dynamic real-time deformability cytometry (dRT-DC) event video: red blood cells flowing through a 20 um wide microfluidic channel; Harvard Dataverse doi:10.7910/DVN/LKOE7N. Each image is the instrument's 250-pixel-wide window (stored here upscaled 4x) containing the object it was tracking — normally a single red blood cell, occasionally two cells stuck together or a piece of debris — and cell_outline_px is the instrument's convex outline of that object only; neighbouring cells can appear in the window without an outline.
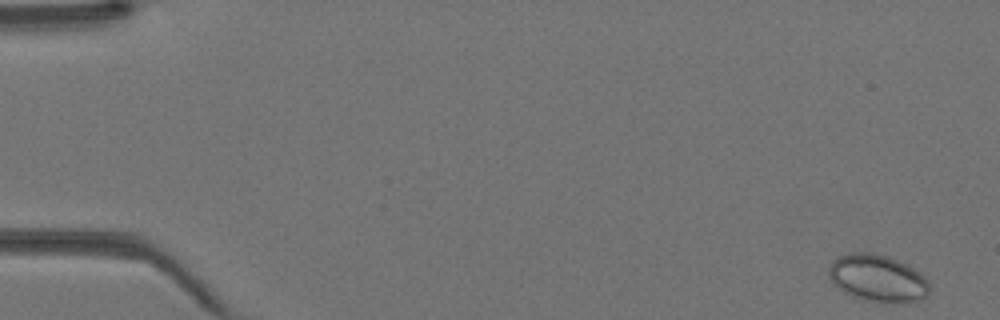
{"species": "Egyptian fruit bat (a non-hibernating species)", "species_latin": "Rousettus aegyptiacus", "temperature_condition": "warm", "stored_images_in_passage": 43, "camera_frame_rate_fps": 3000, "um_per_image_px": 0.085, "animal": {"sex": "female"}, "frame": {"image": 1, "passage_image": 1, "time_ms": 0.0, "image_size_px": [1000, 320], "cell_outline_px": [[928, 296], [924, 300], [908, 304], [884, 304], [864, 300], [844, 292], [828, 276], [828, 268], [832, 260], [836, 256], [852, 252], [872, 252], [888, 256], [920, 272], [928, 280]], "centroid_in_image_um": [74.63, 23.68], "position_along_channel_um": 10.4, "area_um2": 28.26}}
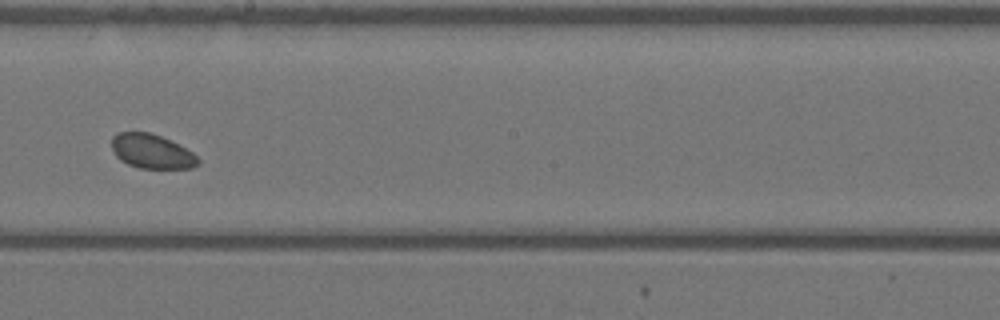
{"frame": {"image": 2, "passage_image": 25, "time_ms": 8.0, "image_size_px": [1000, 320], "cell_outline_px": [[200, 164], [192, 168], [140, 168], [128, 164], [120, 160], [116, 156], [112, 148], [112, 136], [120, 132], [148, 132], [160, 136], [192, 152], [200, 160]], "centroid_in_image_um": [12.89, 12.88], "position_along_channel_um": 235.3, "area_um2": 17.05}}
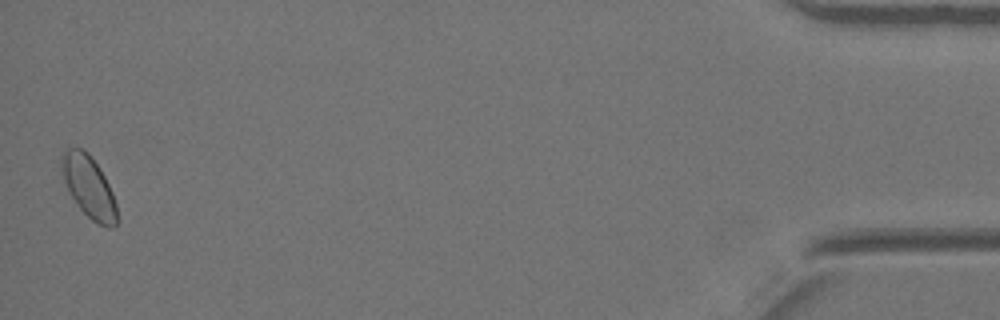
{"frame": {"image": 3, "passage_image": 43, "time_ms": 14.0, "image_size_px": [1000, 320], "cell_outline_px": [[116, 224], [112, 228], [108, 228], [92, 220], [80, 208], [72, 196], [64, 180], [60, 160], [60, 156], [68, 148], [84, 148], [92, 156], [100, 168], [112, 192], [116, 204]], "centroid_in_image_um": [7.55, 15.84], "position_along_channel_um": 427.7, "area_um2": 19.65}}